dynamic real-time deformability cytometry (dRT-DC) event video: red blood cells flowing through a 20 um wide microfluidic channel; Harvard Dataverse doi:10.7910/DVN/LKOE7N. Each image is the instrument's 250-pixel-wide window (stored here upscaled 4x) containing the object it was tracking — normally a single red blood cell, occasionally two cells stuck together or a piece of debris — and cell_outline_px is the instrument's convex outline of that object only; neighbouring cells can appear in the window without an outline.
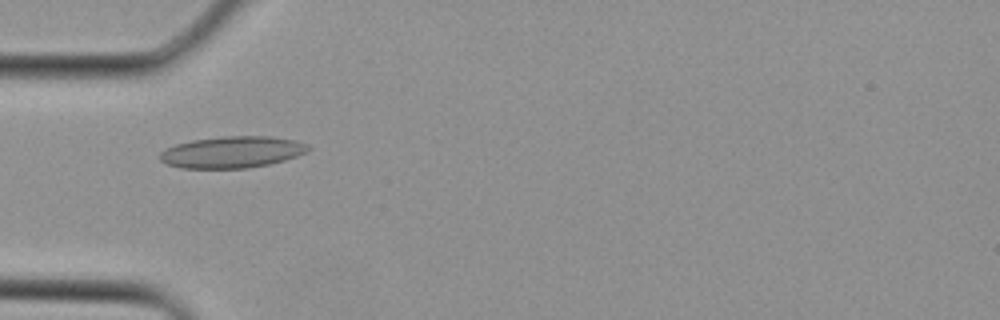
{"species": "Egyptian fruit bat (a non-hibernating species)", "species_latin": "Rousettus aegyptiacus", "temperature_condition": "cold", "stored_images_in_passage": 1, "camera_frame_rate_fps": 3000, "um_per_image_px": 0.085, "animal": {"sex": "female"}, "frame": {"image": 1, "passage_image": 1, "time_ms": 0.0, "image_size_px": [1000, 320], "cell_outline_px": [[312, 148], [296, 156], [284, 160], [268, 164], [248, 168], [180, 168], [168, 164], [160, 160], [160, 152], [176, 144], [192, 140], [224, 136], [268, 136], [296, 140], [308, 144]], "centroid_in_image_um": [19.74, 12.92], "position_along_channel_um": 65.3, "area_um2": 27.17}}